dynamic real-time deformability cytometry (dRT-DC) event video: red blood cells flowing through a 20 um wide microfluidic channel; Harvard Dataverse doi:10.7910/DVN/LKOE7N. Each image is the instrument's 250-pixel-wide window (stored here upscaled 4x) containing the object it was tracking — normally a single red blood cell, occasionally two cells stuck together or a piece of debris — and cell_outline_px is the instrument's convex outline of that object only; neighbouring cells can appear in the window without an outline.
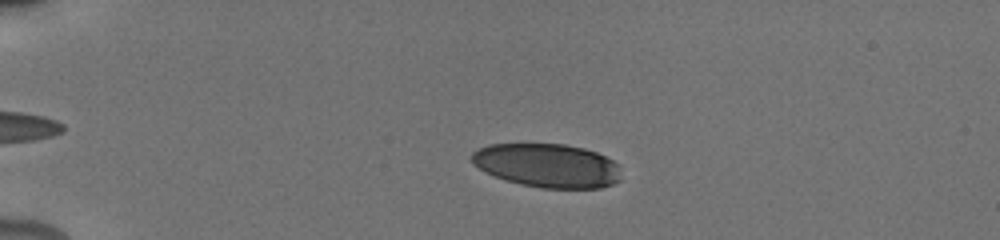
{"species": "human", "species_latin": "Homo sapiens", "temperature_condition": "cold", "stored_images_in_passage": 64, "camera_frame_rate_fps": 3000, "um_per_image_px": 0.085, "donor": {"sex": "male"}, "frame": {"image": 1, "passage_image": 16, "time_ms": 3.667, "image_size_px": [1000, 240], "cell_outline_px": [[620, 180], [612, 184], [600, 188], [540, 188], [520, 184], [496, 176], [472, 164], [472, 152], [488, 144], [564, 144], [584, 148], [596, 152], [620, 164]], "centroid_in_image_um": [46.56, 14.07], "position_along_channel_um": 38.4, "area_um2": 38.03}}
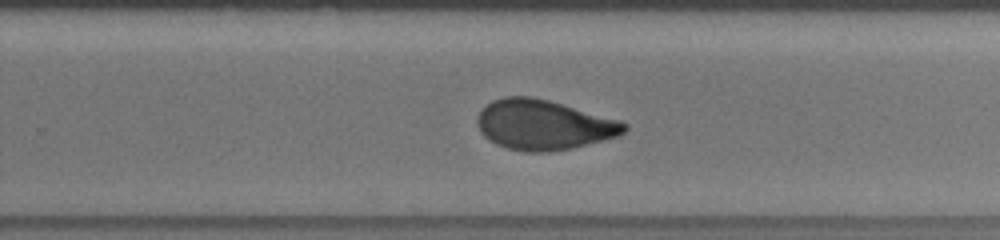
{"frame": {"image": 2, "passage_image": 49, "time_ms": 11.667, "image_size_px": [1000, 240], "cell_outline_px": [[628, 128], [620, 136], [572, 148], [548, 152], [524, 152], [508, 148], [496, 144], [488, 140], [480, 132], [476, 124], [476, 120], [480, 112], [492, 100], [504, 96], [532, 96], [548, 100], [620, 120], [628, 124]], "centroid_in_image_um": [46.2, 10.62], "position_along_channel_um": 283.6, "area_um2": 42.95}}
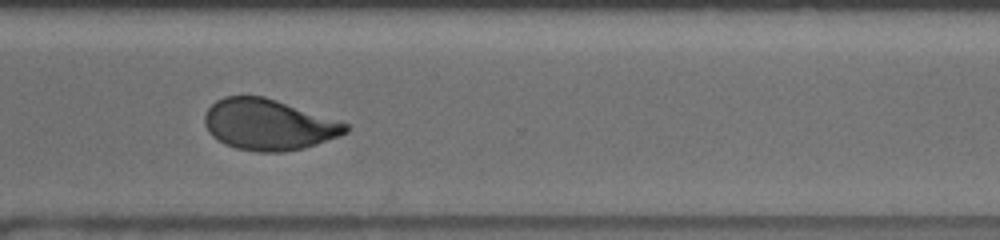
{"frame": {"image": 3, "passage_image": 56, "time_ms": 13.333, "image_size_px": [1000, 240], "cell_outline_px": [[348, 132], [340, 136], [304, 148], [284, 152], [256, 152], [236, 148], [224, 144], [212, 136], [208, 132], [204, 124], [204, 116], [208, 108], [216, 100], [224, 96], [264, 96], [348, 124]], "centroid_in_image_um": [22.78, 10.6], "position_along_channel_um": 347.8, "area_um2": 41.73}, "authors_computed_cell_mechanics": {"area_um2": 42.1651, "velocity_mm_per_s": 3.8404, "shape_relaxation_time_tau1_ms": 6.877, "shape_relaxation_time_tau2_ms": 1.0024, "deformation_change_tau1": 0.1883, "deformation_change_tau2": 0.0676}}